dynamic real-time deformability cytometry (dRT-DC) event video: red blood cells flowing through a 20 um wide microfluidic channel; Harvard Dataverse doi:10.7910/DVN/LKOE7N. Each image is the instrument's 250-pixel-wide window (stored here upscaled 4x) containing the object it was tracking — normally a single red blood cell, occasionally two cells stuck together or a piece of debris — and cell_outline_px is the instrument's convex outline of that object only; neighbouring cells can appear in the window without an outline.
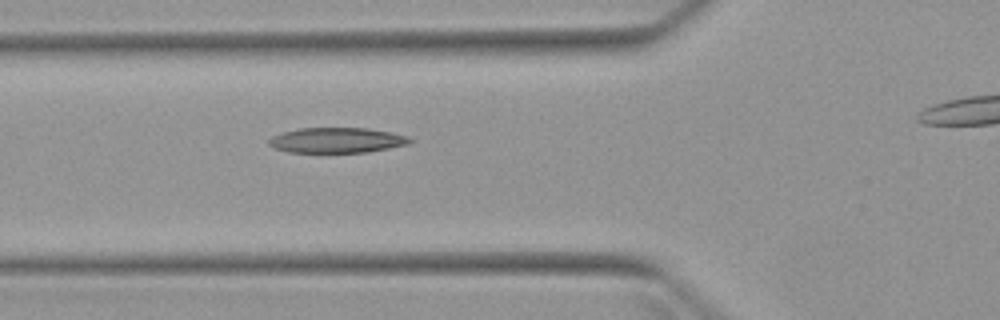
{"species": "Egyptian fruit bat (a non-hibernating species)", "species_latin": "Rousettus aegyptiacus", "temperature_condition": "warm", "stored_images_in_passage": 6, "camera_frame_rate_fps": 3000, "um_per_image_px": 0.085, "animal": {"sex": "female"}, "frame": {"image": 1, "passage_image": 5, "time_ms": 4.667, "image_size_px": [1000, 320], "cell_outline_px": [[412, 140], [408, 144], [368, 152], [288, 152], [276, 148], [268, 144], [268, 140], [272, 136], [284, 132], [300, 128], [368, 128], [392, 132], [408, 136]], "centroid_in_image_um": [28.64, 11.91], "position_along_channel_um": 97.2, "area_um2": 20.63}}